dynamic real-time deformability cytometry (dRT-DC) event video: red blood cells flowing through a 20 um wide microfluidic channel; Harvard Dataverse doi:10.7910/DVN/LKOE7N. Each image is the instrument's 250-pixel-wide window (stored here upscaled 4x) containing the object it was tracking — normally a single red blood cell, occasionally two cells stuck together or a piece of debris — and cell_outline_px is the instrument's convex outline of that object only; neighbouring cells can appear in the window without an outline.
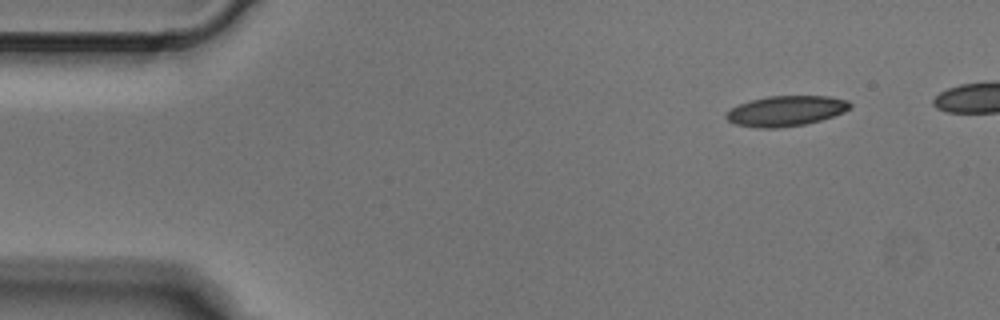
{"species": "Egyptian fruit bat (a non-hibernating species)", "species_latin": "Rousettus aegyptiacus", "temperature_condition": "cold", "stored_images_in_passage": 4, "camera_frame_rate_fps": 3000, "um_per_image_px": 0.085, "animal": {"sex": "male"}, "frame": {"image": 1, "passage_image": 1, "time_ms": 0.0, "image_size_px": [1000, 320], "cell_outline_px": [[852, 108], [844, 112], [820, 120], [804, 124], [780, 128], [756, 128], [736, 124], [728, 120], [724, 116], [732, 108], [748, 100], [768, 96], [828, 96], [848, 100], [852, 104]], "centroid_in_image_um": [66.82, 9.42], "position_along_channel_um": 18.2, "area_um2": 21.91}}